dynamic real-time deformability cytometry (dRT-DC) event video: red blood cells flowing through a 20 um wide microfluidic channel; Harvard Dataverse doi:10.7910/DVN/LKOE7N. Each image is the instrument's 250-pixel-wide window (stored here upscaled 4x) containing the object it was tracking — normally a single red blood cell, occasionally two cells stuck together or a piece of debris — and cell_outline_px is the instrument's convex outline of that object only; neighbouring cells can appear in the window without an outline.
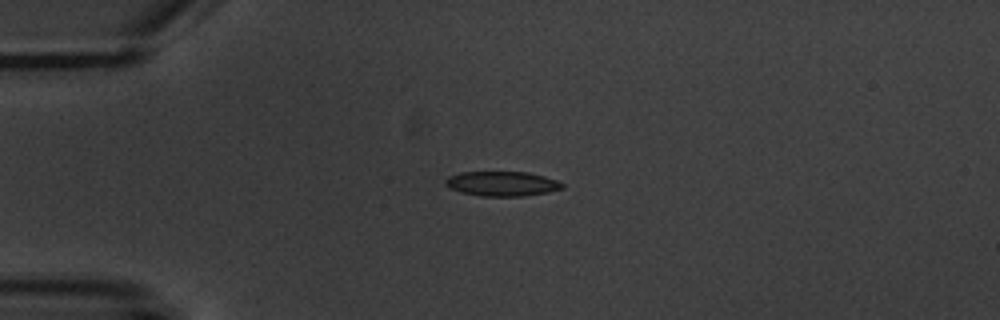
{"species": "common noctule bat (a hibernating species)", "species_latin": "Nyctalus noctula", "temperature_condition": "warm", "stored_images_in_passage": 2, "camera_frame_rate_fps": 3000, "um_per_image_px": 0.085, "animal": {"sex": "male", "body_mass_g": 20.1, "forearm_length_mm": 53.5}, "frame": {"image": 1, "passage_image": 1, "time_ms": 0.0, "image_size_px": [1000, 320], "cell_outline_px": [[564, 188], [548, 192], [524, 196], [480, 196], [460, 192], [444, 184], [444, 180], [448, 176], [460, 172], [528, 172], [544, 176], [556, 180], [564, 184]], "centroid_in_image_um": [42.66, 15.61], "position_along_channel_um": 42.3, "area_um2": 16.88}}